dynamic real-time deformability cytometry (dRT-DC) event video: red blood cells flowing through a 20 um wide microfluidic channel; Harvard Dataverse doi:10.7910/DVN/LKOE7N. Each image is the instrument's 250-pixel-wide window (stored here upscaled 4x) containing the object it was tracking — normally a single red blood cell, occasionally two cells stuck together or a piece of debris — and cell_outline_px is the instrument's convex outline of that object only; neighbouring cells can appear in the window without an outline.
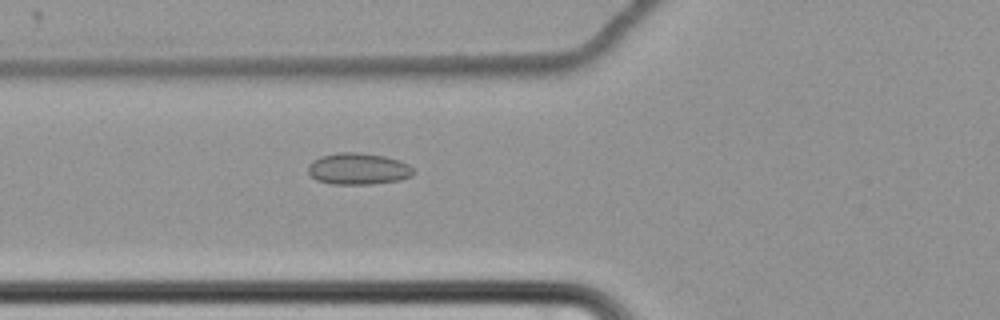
{"species": "common noctule bat (a hibernating species)", "species_latin": "Nyctalus noctula", "temperature_condition": "cold", "stored_images_in_passage": 62, "camera_frame_rate_fps": 3000, "um_per_image_px": 0.085, "animal": {"sex": "female", "body_mass_g": 22.7, "forearm_length_mm": 54.2}, "frame": {"image": 1, "passage_image": 25, "time_ms": 8.0, "image_size_px": [1000, 320], "cell_outline_px": [[416, 172], [412, 176], [400, 180], [372, 184], [332, 184], [316, 180], [308, 172], [308, 164], [312, 160], [320, 156], [336, 152], [360, 152], [384, 156], [400, 160], [408, 164]], "centroid_in_image_um": [30.45, 14.34], "position_along_channel_um": 95.4, "area_um2": 19.65}}
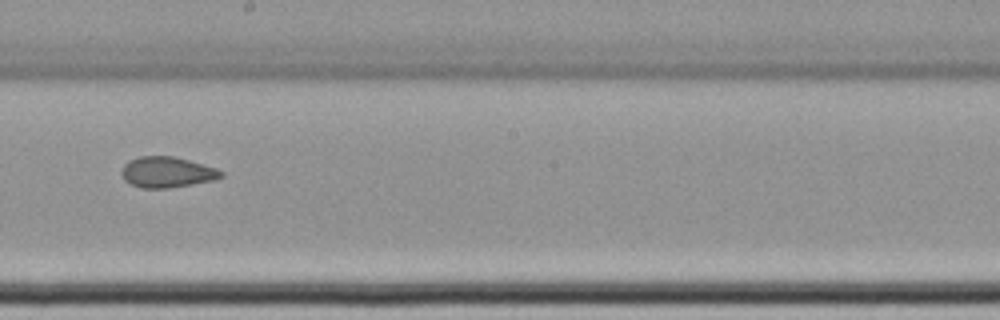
{"frame": {"image": 2, "passage_image": 37, "time_ms": 12.0, "image_size_px": [1000, 320], "cell_outline_px": [[224, 176], [216, 180], [168, 188], [140, 188], [124, 180], [120, 172], [124, 164], [128, 160], [140, 156], [172, 156], [188, 160], [216, 168], [224, 172]], "centroid_in_image_um": [14.19, 14.64], "position_along_channel_um": 234.0, "area_um2": 17.92}}
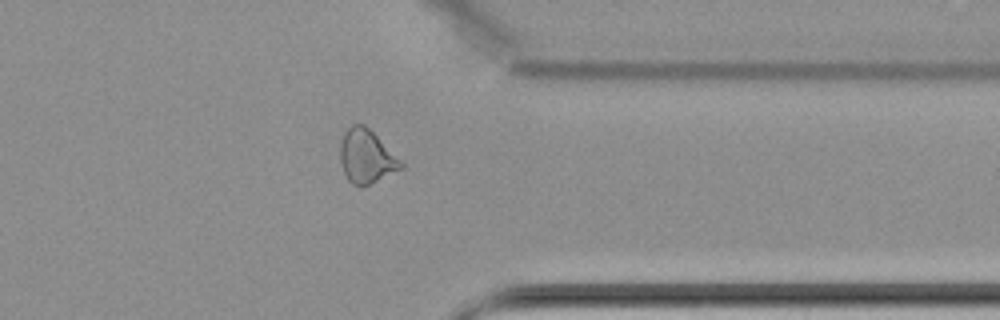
{"frame": {"image": 3, "passage_image": 50, "time_ms": 16.333, "image_size_px": [1000, 320], "cell_outline_px": [[404, 168], [368, 184], [352, 184], [348, 180], [344, 172], [340, 160], [340, 144], [344, 132], [352, 124], [364, 124], [404, 164]], "centroid_in_image_um": [31.12, 13.28], "position_along_channel_um": 380.3, "area_um2": 18.44}, "authors_computed_cell_mechanics": {"area_um2": 20.1144, "velocity_mm_per_s": 3.47, "shape_relaxation_time_tau1_ms": null, "shape_relaxation_time_tau2_ms": 2.6723, "deformation_change_tau1": null, "deformation_change_tau2": 0.0574}}